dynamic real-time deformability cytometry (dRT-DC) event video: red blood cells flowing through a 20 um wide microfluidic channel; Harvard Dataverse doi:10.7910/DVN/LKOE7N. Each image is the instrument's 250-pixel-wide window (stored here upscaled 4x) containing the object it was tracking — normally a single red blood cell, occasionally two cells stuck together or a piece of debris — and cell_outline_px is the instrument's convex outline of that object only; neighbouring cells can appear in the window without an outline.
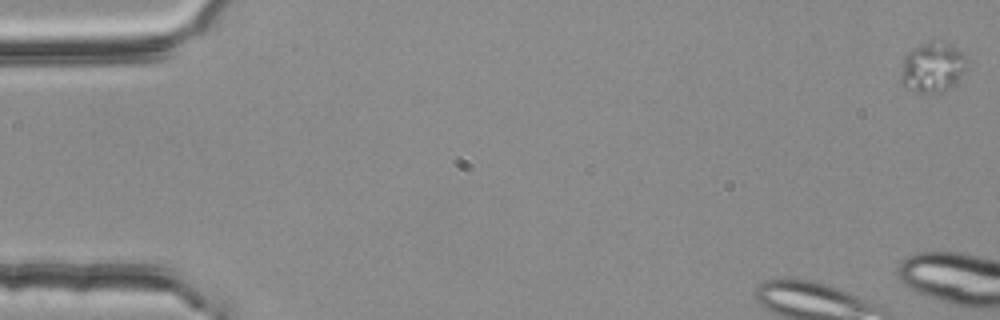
{"species": "common noctule bat (a hibernating species)", "species_latin": "Nyctalus noctula", "temperature_condition": "room temperature", "stored_images_in_passage": 3, "camera_frame_rate_fps": 3000, "um_per_image_px": 0.085, "animal": {"sex": "female", "body_mass_g": 25.1}, "frame": {"image": 1, "passage_image": 1, "time_ms": 0.0, "image_size_px": [1000, 320], "cell_outline_px": [[964, 68], [956, 80], [944, 92], [920, 92], [904, 88], [900, 84], [900, 64], [904, 56], [908, 52], [924, 44], [928, 44], [956, 48], [964, 56]], "centroid_in_image_um": [79.13, 5.81], "position_along_channel_um": 5.9, "area_um2": 18.15}}